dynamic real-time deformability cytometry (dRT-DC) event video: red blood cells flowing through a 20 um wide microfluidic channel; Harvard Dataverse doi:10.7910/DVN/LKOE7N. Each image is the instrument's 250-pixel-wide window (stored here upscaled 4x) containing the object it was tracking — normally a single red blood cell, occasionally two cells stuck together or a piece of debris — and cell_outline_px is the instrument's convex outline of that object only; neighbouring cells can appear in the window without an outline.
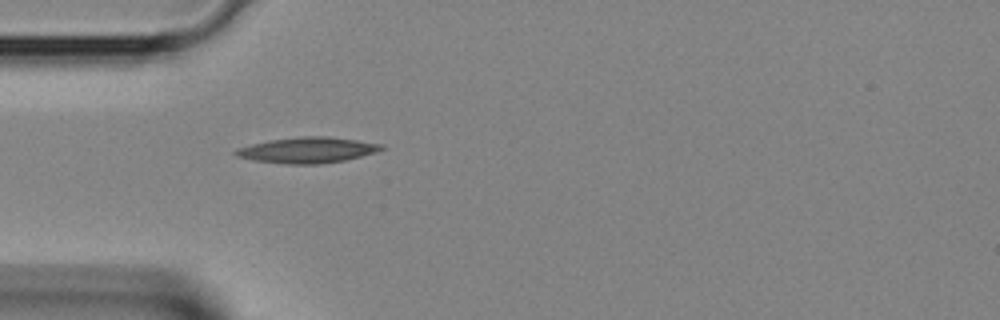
{"species": "Egyptian fruit bat (a non-hibernating species)", "species_latin": "Rousettus aegyptiacus", "temperature_condition": "room temperature", "stored_images_in_passage": 27, "camera_frame_rate_fps": 3000, "um_per_image_px": 0.085, "animal": {"sex": "female"}, "frame": {"image": 1, "passage_image": 1, "time_ms": 0.0, "image_size_px": [1000, 320], "cell_outline_px": [[388, 148], [376, 152], [344, 160], [320, 164], [284, 164], [252, 160], [236, 156], [232, 152], [236, 148], [252, 144], [272, 140], [300, 136], [328, 136], [384, 144]], "centroid_in_image_um": [26.14, 12.76], "position_along_channel_um": 58.9, "area_um2": 21.96}}
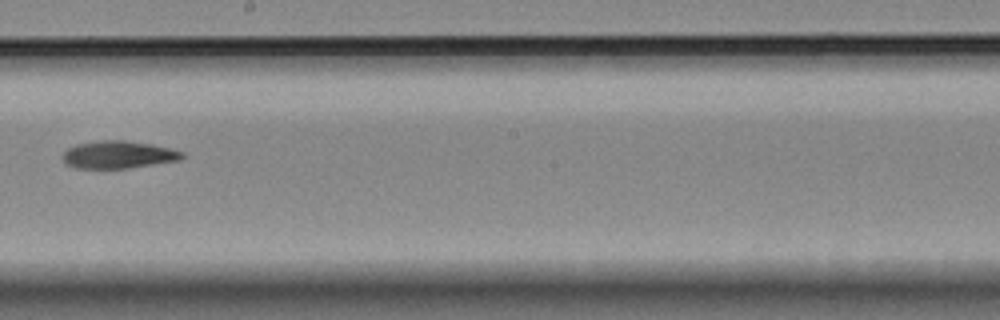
{"frame": {"image": 2, "passage_image": 12, "time_ms": 3.667, "image_size_px": [1000, 320], "cell_outline_px": [[184, 156], [180, 160], [128, 168], [76, 168], [68, 164], [60, 156], [68, 148], [76, 144], [100, 140], [124, 140], [152, 144], [184, 152]], "centroid_in_image_um": [10.05, 13.14], "position_along_channel_um": 238.2, "area_um2": 19.07}}
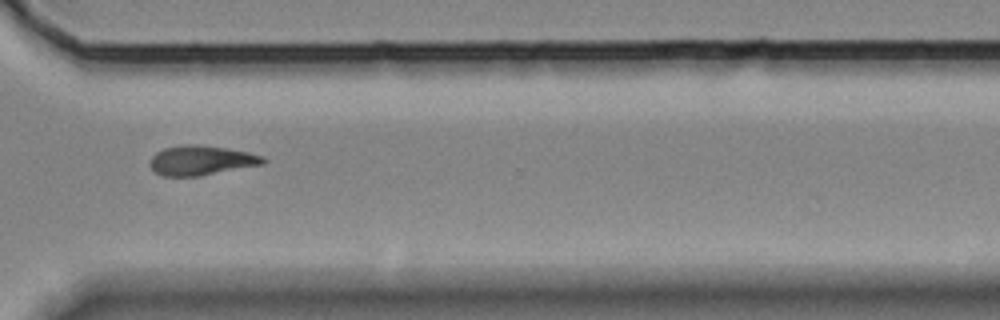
{"frame": {"image": 3, "passage_image": 19, "time_ms": 6.0, "image_size_px": [1000, 320], "cell_outline_px": [[268, 160], [264, 164], [200, 176], [160, 176], [148, 164], [148, 160], [156, 152], [164, 148], [180, 144], [196, 144], [224, 148], [248, 152], [264, 156]], "centroid_in_image_um": [17.08, 13.63], "position_along_channel_um": 353.5, "area_um2": 19.77}}